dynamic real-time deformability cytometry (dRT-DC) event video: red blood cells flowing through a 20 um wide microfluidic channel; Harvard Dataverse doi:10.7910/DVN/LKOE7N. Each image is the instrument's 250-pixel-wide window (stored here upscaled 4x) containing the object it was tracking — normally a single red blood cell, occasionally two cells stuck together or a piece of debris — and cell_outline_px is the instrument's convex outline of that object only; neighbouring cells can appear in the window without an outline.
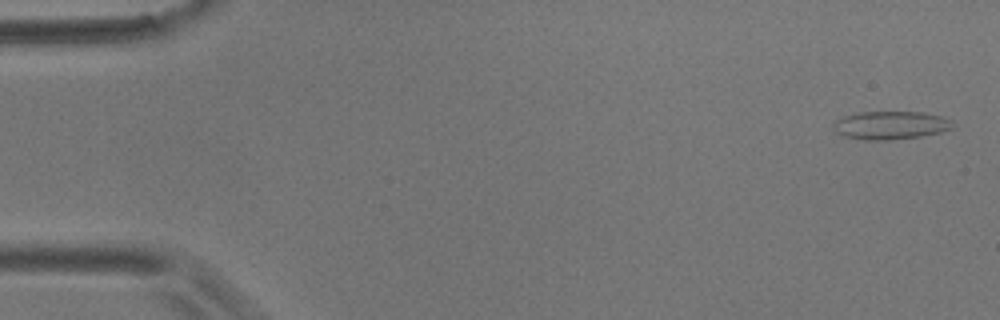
{"species": "common noctule bat (a hibernating species)", "species_latin": "Nyctalus noctula", "temperature_condition": "room temperature", "stored_images_in_passage": 5, "camera_frame_rate_fps": 3000, "um_per_image_px": 0.085, "animal": {"sex": "male", "body_mass_g": 17.9}, "frame": {"image": 1, "passage_image": 1, "time_ms": 0.0, "image_size_px": [1000, 320], "cell_outline_px": [[956, 124], [952, 128], [940, 132], [920, 136], [888, 140], [868, 140], [844, 136], [836, 132], [832, 128], [832, 124], [836, 120], [844, 116], [860, 112], [924, 112], [940, 116], [952, 120]], "centroid_in_image_um": [75.7, 10.64], "position_along_channel_um": 9.3, "area_um2": 19.59}}
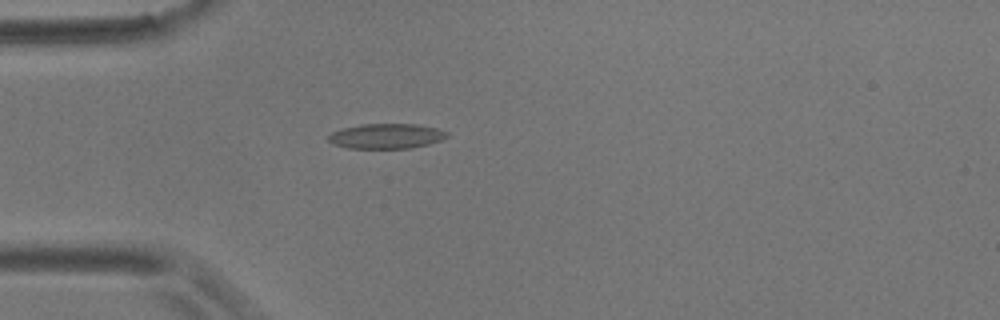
{"frame": {"image": 2, "passage_image": 5, "time_ms": 4.667, "image_size_px": [1000, 320], "cell_outline_px": [[448, 136], [440, 140], [428, 144], [412, 148], [348, 148], [332, 144], [328, 140], [328, 136], [332, 132], [344, 128], [360, 124], [416, 124], [436, 128], [448, 132]], "centroid_in_image_um": [32.83, 11.57], "position_along_channel_um": 52.2, "area_um2": 17.22}}